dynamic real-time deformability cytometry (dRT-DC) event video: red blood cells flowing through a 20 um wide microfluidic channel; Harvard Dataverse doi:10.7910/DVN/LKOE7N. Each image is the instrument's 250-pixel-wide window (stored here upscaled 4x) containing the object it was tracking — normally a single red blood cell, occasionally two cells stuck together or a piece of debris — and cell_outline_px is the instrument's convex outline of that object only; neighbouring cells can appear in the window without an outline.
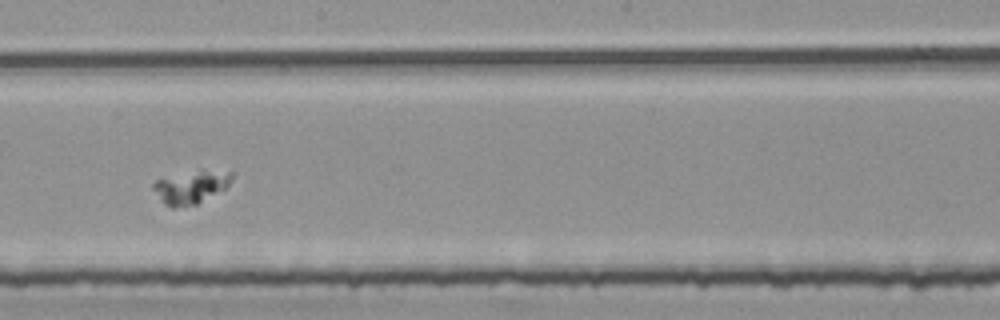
{"species": "common noctule bat (a hibernating species)", "species_latin": "Nyctalus noctula", "temperature_condition": "room temperature", "stored_images_in_passage": 39, "camera_frame_rate_fps": 3000, "um_per_image_px": 0.085, "animal": {"sex": "female", "body_mass_g": 25.1}, "frame": {"image": 1, "passage_image": 16, "time_ms": 5.0, "image_size_px": [1000, 320], "cell_outline_px": [[232, 180], [224, 188], [196, 204], [172, 208], [164, 204], [152, 188], [152, 184], [160, 176], [204, 168], [232, 172]], "centroid_in_image_um": [16.18, 15.84], "position_along_channel_um": 232.0, "area_um2": 15.43}}
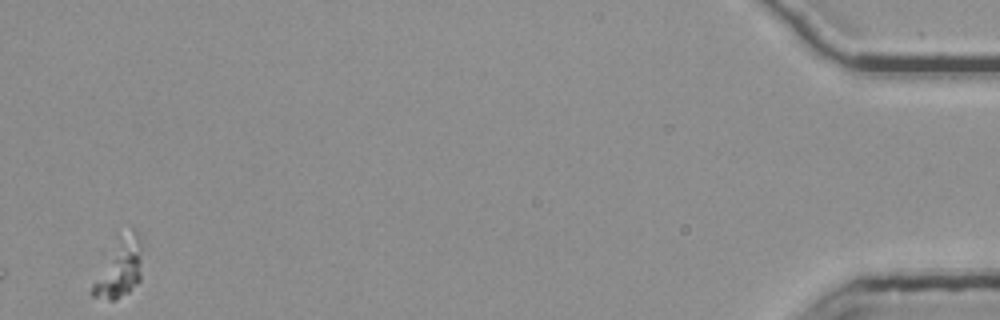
{"frame": {"image": 2, "passage_image": 39, "time_ms": 12.667, "image_size_px": [1000, 320], "cell_outline_px": [[140, 280], [128, 292], [116, 300], [108, 300], [92, 296], [92, 284], [108, 256], [132, 228], [136, 232], [140, 240]], "centroid_in_image_um": [10.16, 22.92], "position_along_channel_um": 425.0, "area_um2": 15.61}}